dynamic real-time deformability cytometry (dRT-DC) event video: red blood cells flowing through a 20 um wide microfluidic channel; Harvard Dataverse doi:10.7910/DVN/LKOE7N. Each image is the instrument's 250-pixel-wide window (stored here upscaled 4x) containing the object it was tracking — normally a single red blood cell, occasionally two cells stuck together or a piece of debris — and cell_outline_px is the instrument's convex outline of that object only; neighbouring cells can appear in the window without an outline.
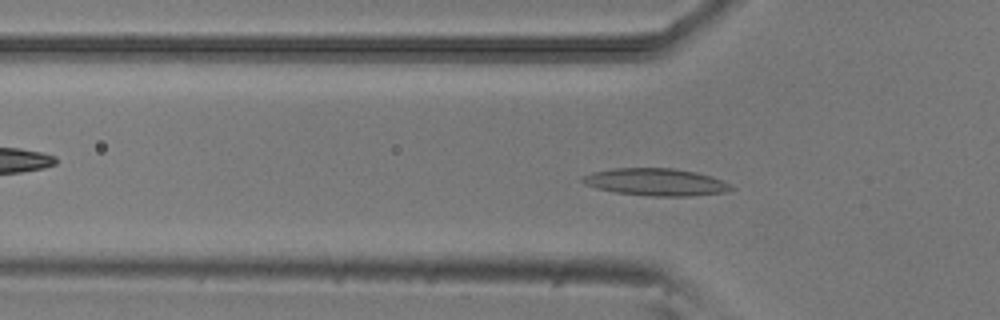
{"species": "common noctule bat (a hibernating species)", "species_latin": "Nyctalus noctula", "temperature_condition": "room temperature", "stored_images_in_passage": 52, "camera_frame_rate_fps": 3000, "um_per_image_px": 0.085, "animal": {"sex": "male", "body_mass_g": 20.5, "forearm_length_mm": 52.5}, "frame": {"image": 1, "passage_image": 16, "time_ms": 5.0, "image_size_px": [1000, 320], "cell_outline_px": [[736, 188], [724, 192], [688, 196], [652, 196], [616, 192], [596, 188], [584, 184], [580, 180], [584, 176], [592, 172], [612, 168], [672, 168], [696, 172], [712, 176]], "centroid_in_image_um": [55.72, 15.47], "position_along_channel_um": 70.1, "area_um2": 23.47}}
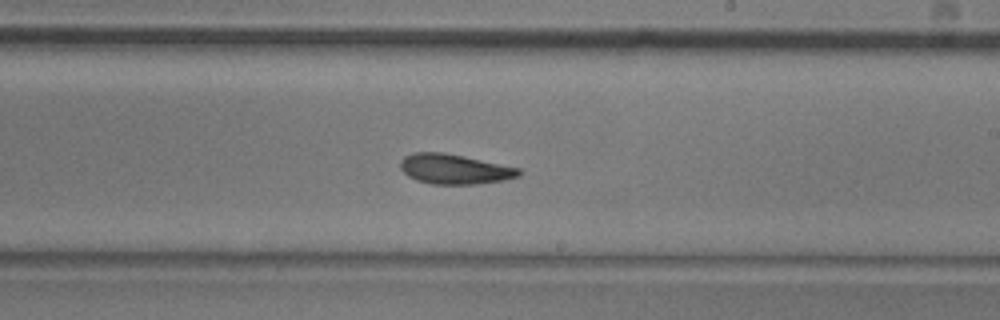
{"frame": {"image": 2, "passage_image": 30, "time_ms": 9.667, "image_size_px": [1000, 320], "cell_outline_px": [[524, 172], [520, 176], [504, 180], [476, 184], [432, 184], [416, 180], [408, 176], [400, 168], [400, 160], [404, 156], [412, 152], [444, 152], [520, 168]], "centroid_in_image_um": [38.63, 14.37], "position_along_channel_um": 250.4, "area_um2": 20.81}}
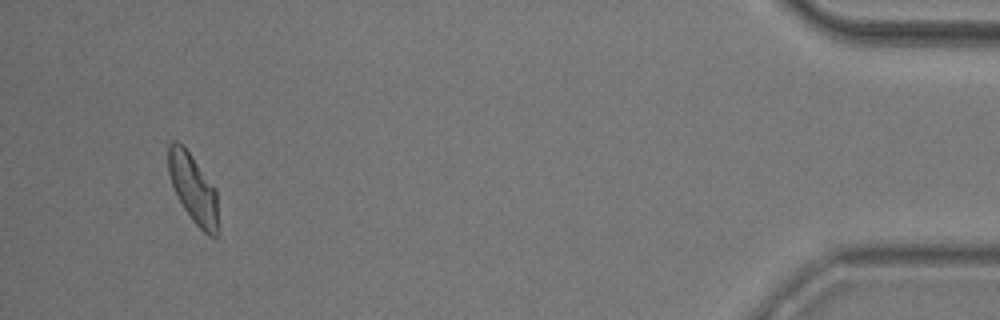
{"frame": {"image": 3, "passage_image": 49, "time_ms": 16.0, "image_size_px": [1000, 320], "cell_outline_px": [[216, 240], [208, 236], [192, 220], [184, 208], [172, 184], [168, 172], [168, 144], [172, 140], [176, 140], [184, 144], [216, 188]], "centroid_in_image_um": [16.4, 15.95], "position_along_channel_um": 418.8, "area_um2": 19.88}, "authors_computed_cell_mechanics": {"area_um2": 20.808, "velocity_mm_per_s": 3.851, "shape_relaxation_time_tau1_ms": 7.3939, "shape_relaxation_time_tau2_ms": 3.5515, "deformation_change_tau1": 0.1604, "deformation_change_tau2": 0.0977}}